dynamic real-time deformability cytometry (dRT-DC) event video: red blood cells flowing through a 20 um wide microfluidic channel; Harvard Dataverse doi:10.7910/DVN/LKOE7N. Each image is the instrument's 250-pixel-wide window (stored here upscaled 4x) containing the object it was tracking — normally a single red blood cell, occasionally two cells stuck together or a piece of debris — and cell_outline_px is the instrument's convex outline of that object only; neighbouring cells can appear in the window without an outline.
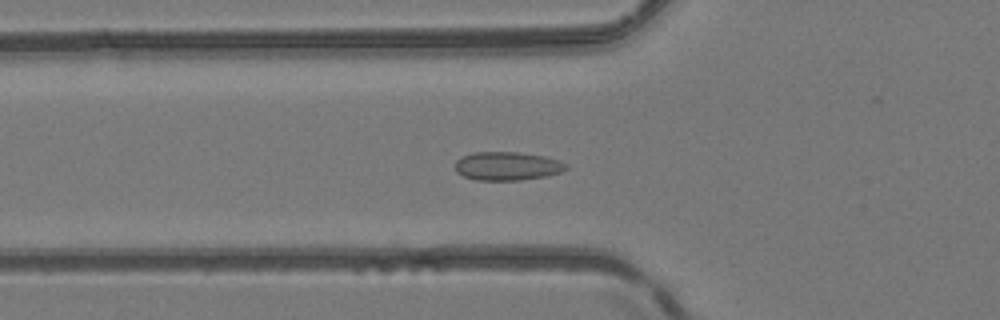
{"species": "common noctule bat (a hibernating species)", "species_latin": "Nyctalus noctula", "temperature_condition": "room temperature", "stored_images_in_passage": 45, "camera_frame_rate_fps": 3000, "um_per_image_px": 0.085, "animal": {"sex": "female", "body_mass_g": 24.6, "forearm_length_mm": 56.2}, "frame": {"image": 1, "passage_image": 18, "time_ms": 5.667, "image_size_px": [1000, 320], "cell_outline_px": [[568, 168], [560, 172], [544, 176], [520, 180], [476, 180], [464, 176], [456, 172], [456, 160], [464, 156], [476, 152], [516, 152], [544, 156], [560, 160], [568, 164]], "centroid_in_image_um": [43.13, 14.11], "position_along_channel_um": 82.7, "area_um2": 18.32}}
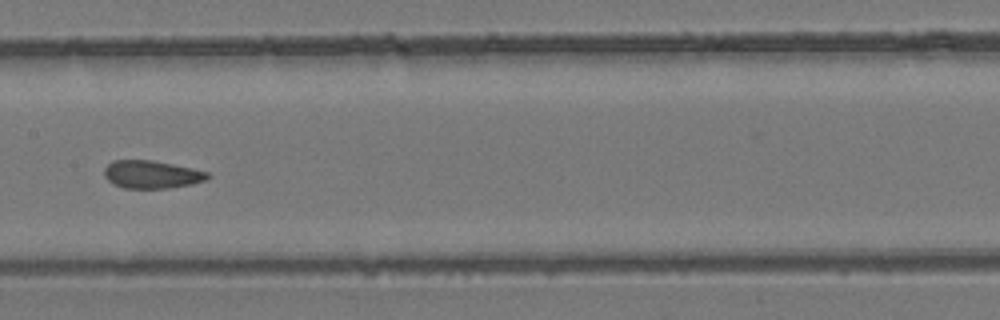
{"frame": {"image": 2, "passage_image": 26, "time_ms": 8.333, "image_size_px": [1000, 320], "cell_outline_px": [[212, 176], [208, 180], [192, 184], [168, 188], [124, 188], [108, 180], [104, 176], [104, 168], [112, 160], [152, 160], [192, 168], [208, 172]], "centroid_in_image_um": [12.92, 14.82], "position_along_channel_um": 194.5, "area_um2": 16.82}}
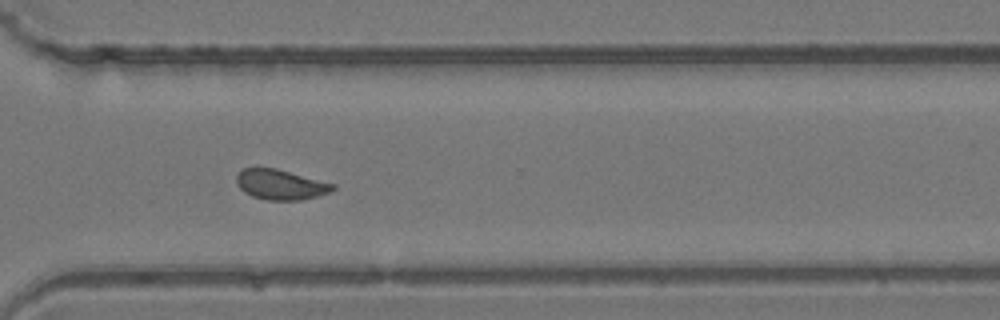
{"frame": {"image": 3, "passage_image": 37, "time_ms": 12.0, "image_size_px": [1000, 320], "cell_outline_px": [[336, 188], [328, 192], [316, 196], [300, 200], [268, 200], [252, 196], [244, 192], [236, 184], [236, 176], [244, 168], [276, 168], [336, 184]], "centroid_in_image_um": [23.84, 15.69], "position_along_channel_um": 346.8, "area_um2": 16.82}, "authors_computed_cell_mechanics": {"area_um2": 18.6116, "velocity_mm_per_s": 4.1621, "shape_relaxation_time_tau1_ms": null, "shape_relaxation_time_tau2_ms": 0.797, "deformation_change_tau1": null, "deformation_change_tau2": 0.0391}}